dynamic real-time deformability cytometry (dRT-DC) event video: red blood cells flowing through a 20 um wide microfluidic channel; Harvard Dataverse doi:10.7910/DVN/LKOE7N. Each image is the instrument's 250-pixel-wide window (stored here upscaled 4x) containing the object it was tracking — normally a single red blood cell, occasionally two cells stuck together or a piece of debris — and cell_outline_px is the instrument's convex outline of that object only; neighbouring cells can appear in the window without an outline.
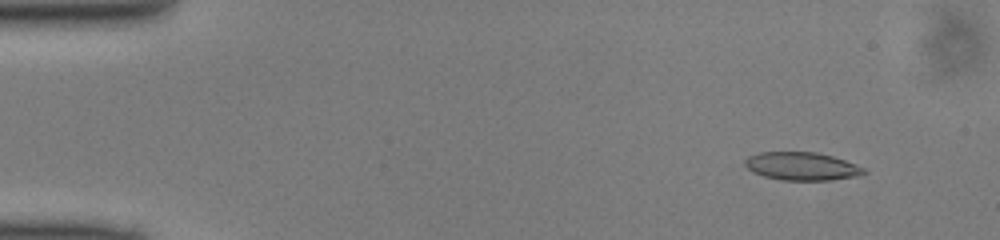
{"species": "common noctule bat (a hibernating species)", "species_latin": "Nyctalus noctula", "temperature_condition": "cold", "stored_images_in_passage": 49, "camera_frame_rate_fps": 3000, "um_per_image_px": 0.085, "animal": {"sex": "male", "body_mass_g": 13.0, "forearm_length_mm": 53.1}, "frame": {"image": 1, "passage_image": 5, "time_ms": 1.333, "image_size_px": [1000, 240], "cell_outline_px": [[864, 172], [856, 176], [832, 180], [780, 180], [764, 176], [752, 172], [744, 164], [744, 160], [748, 156], [760, 152], [816, 152], [832, 156], [844, 160], [864, 168]], "centroid_in_image_um": [68.09, 14.13], "position_along_channel_um": 16.9, "area_um2": 19.31}}
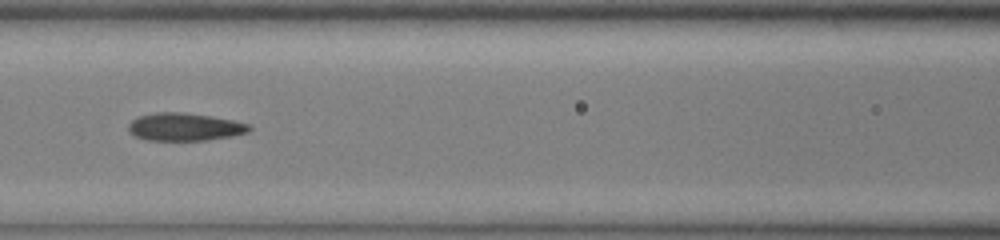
{"frame": {"image": 2, "passage_image": 22, "time_ms": 7.0, "image_size_px": [1000, 240], "cell_outline_px": [[252, 128], [248, 132], [232, 136], [208, 140], [148, 140], [136, 136], [128, 132], [128, 124], [132, 120], [140, 116], [156, 112], [180, 112], [212, 116], [232, 120], [248, 124]], "centroid_in_image_um": [15.69, 10.79], "position_along_channel_um": 150.9, "area_um2": 19.48}}
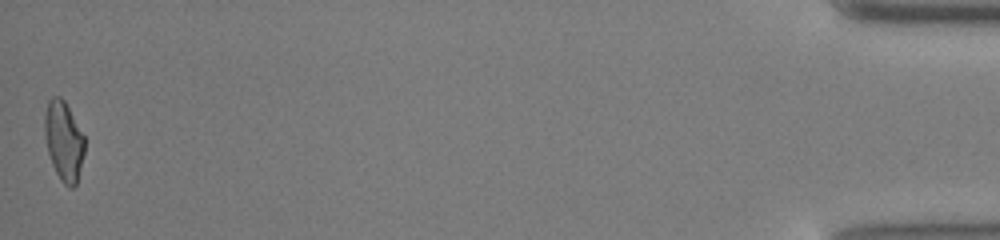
{"frame": {"image": 3, "passage_image": 49, "time_ms": 16.0, "image_size_px": [1000, 240], "cell_outline_px": [[84, 152], [76, 184], [72, 188], [68, 188], [60, 180], [52, 164], [48, 152], [44, 132], [44, 116], [48, 100], [52, 96], [60, 96], [64, 100], [84, 136]], "centroid_in_image_um": [5.4, 11.97], "position_along_channel_um": 429.8, "area_um2": 18.38}}